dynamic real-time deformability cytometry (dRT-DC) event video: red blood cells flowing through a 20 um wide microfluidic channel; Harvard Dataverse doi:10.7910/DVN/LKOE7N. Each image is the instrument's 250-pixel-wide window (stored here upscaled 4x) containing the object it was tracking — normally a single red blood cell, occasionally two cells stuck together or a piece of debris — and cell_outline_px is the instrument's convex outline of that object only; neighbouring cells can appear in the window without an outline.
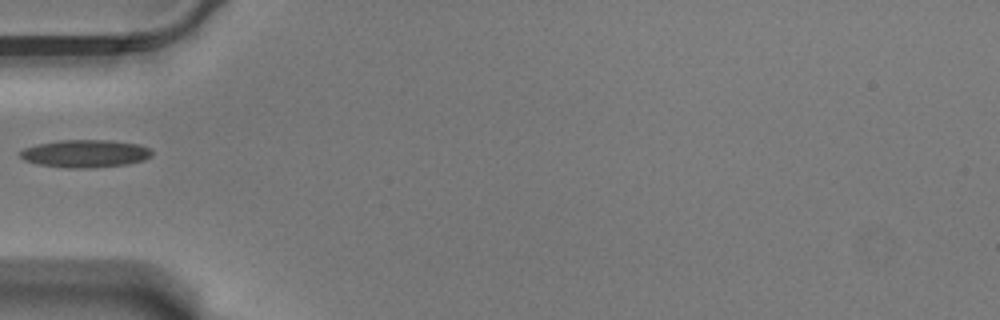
{"species": "Egyptian fruit bat (a non-hibernating species)", "species_latin": "Rousettus aegyptiacus", "temperature_condition": "warm", "stored_images_in_passage": 38, "camera_frame_rate_fps": 3000, "um_per_image_px": 0.085, "animal": {"sex": "male"}, "frame": {"image": 1, "passage_image": 1, "time_ms": 0.0, "image_size_px": [1000, 320], "cell_outline_px": [[152, 156], [144, 160], [128, 164], [92, 168], [68, 168], [36, 164], [24, 160], [20, 156], [20, 152], [24, 148], [40, 144], [60, 140], [108, 140], [136, 144], [148, 148], [152, 152]], "centroid_in_image_um": [7.24, 13.06], "position_along_channel_um": 77.8, "area_um2": 21.15}}